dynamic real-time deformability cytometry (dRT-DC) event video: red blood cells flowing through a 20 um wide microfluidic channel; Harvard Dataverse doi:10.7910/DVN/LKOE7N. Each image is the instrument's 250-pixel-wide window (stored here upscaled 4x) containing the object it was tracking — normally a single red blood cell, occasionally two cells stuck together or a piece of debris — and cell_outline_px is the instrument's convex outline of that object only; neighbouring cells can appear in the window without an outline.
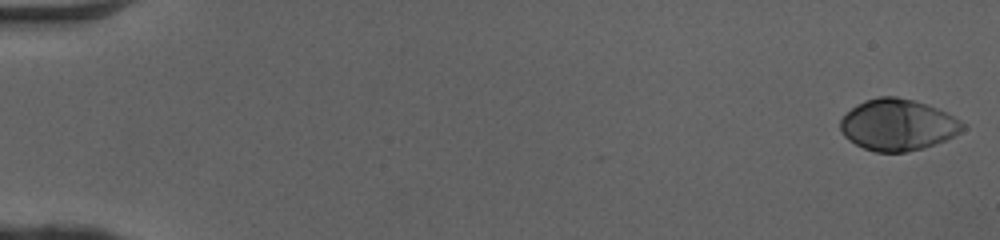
{"species": "human", "species_latin": "Homo sapiens", "temperature_condition": "cold", "stored_images_in_passage": 50, "camera_frame_rate_fps": 3000, "um_per_image_px": 0.085, "donor": {"sex": "female"}, "frame": {"image": 1, "passage_image": 1, "time_ms": 0.0, "image_size_px": [1000, 240], "cell_outline_px": [[968, 128], [944, 140], [924, 148], [904, 152], [876, 152], [864, 148], [856, 144], [844, 136], [840, 132], [840, 120], [856, 104], [864, 100], [880, 96], [896, 96], [928, 104], [948, 112], [968, 124]], "centroid_in_image_um": [76.35, 10.6], "position_along_channel_um": 8.7, "area_um2": 36.88}}
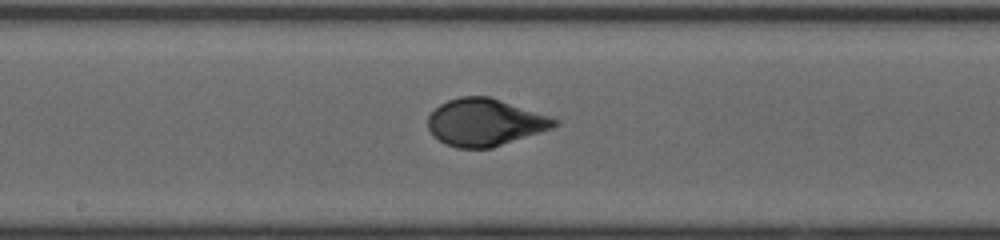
{"frame": {"image": 2, "passage_image": 28, "time_ms": 9.0, "image_size_px": [1000, 240], "cell_outline_px": [[560, 124], [552, 128], [492, 148], [456, 148], [444, 144], [432, 136], [428, 128], [428, 116], [440, 104], [448, 100], [460, 96], [488, 96], [560, 120]], "centroid_in_image_um": [41.18, 10.41], "position_along_channel_um": 207.0, "area_um2": 34.68}}
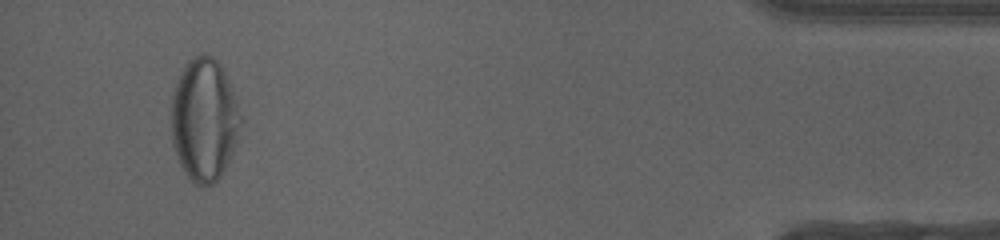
{"frame": {"image": 3, "passage_image": 48, "time_ms": 15.667, "image_size_px": [1000, 240], "cell_outline_px": [[244, 120], [236, 144], [220, 176], [212, 184], [192, 184], [184, 172], [176, 156], [172, 144], [172, 96], [176, 80], [184, 64], [188, 60], [204, 52], [212, 56], [220, 64], [228, 80]], "centroid_in_image_um": [17.36, 10.16], "position_along_channel_um": 417.8, "area_um2": 49.94}, "authors_computed_cell_mechanics": {"area_um2": 35.1713, "velocity_mm_per_s": 4.0947, "shape_relaxation_time_tau1_ms": 5.0471, "shape_relaxation_time_tau2_ms": null, "deformation_change_tau1": 0.2201, "deformation_change_tau2": null}}